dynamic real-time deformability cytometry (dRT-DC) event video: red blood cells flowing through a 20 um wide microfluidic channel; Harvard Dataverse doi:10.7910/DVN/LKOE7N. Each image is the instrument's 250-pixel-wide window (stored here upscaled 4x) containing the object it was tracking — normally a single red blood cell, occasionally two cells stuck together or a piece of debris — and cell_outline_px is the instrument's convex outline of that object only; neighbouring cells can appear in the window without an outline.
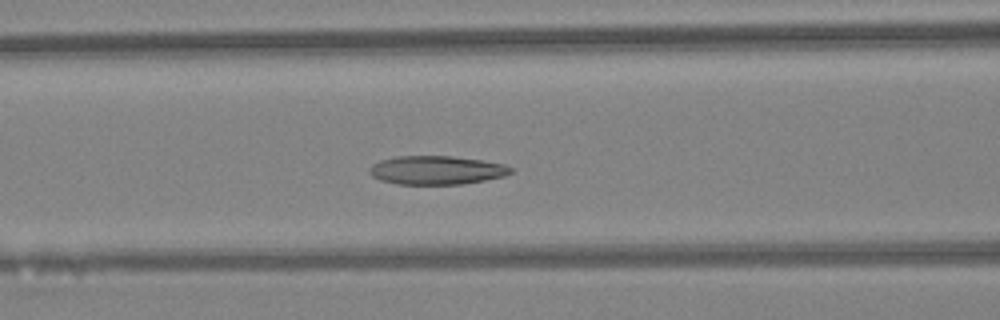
{"species": "Egyptian fruit bat (a non-hibernating species)", "species_latin": "Rousettus aegyptiacus", "temperature_condition": "warm", "stored_images_in_passage": 43, "camera_frame_rate_fps": 3000, "um_per_image_px": 0.085, "animal": {"sex": "female"}, "frame": {"image": 1, "passage_image": 16, "time_ms": 5.0, "image_size_px": [1000, 320], "cell_outline_px": [[512, 172], [504, 176], [464, 184], [396, 184], [380, 180], [372, 176], [368, 172], [368, 168], [372, 164], [380, 160], [396, 156], [452, 156], [480, 160], [504, 164], [512, 168]], "centroid_in_image_um": [37.06, 14.46], "position_along_channel_um": 129.5, "area_um2": 23.64}}
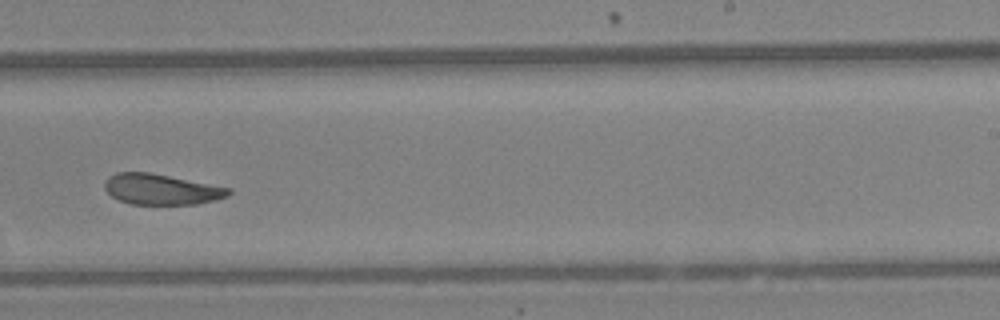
{"frame": {"image": 2, "passage_image": 26, "time_ms": 8.333, "image_size_px": [1000, 320], "cell_outline_px": [[232, 192], [228, 196], [196, 204], [132, 204], [120, 200], [112, 196], [104, 188], [104, 184], [108, 176], [116, 172], [148, 172], [232, 188]], "centroid_in_image_um": [13.7, 16.08], "position_along_channel_um": 275.3, "area_um2": 21.96}}
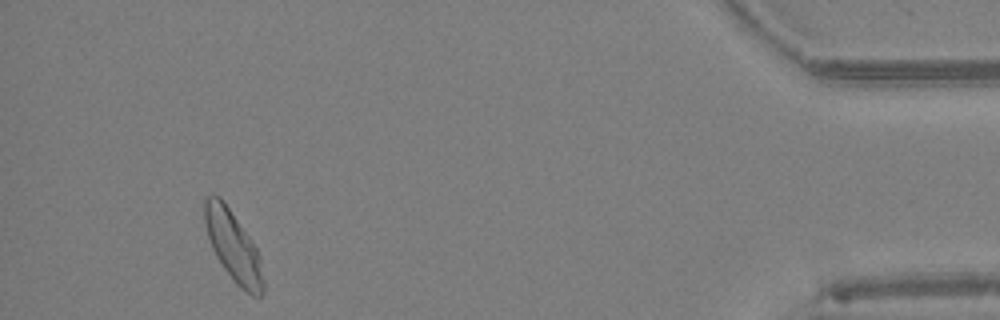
{"frame": {"image": 3, "passage_image": 40, "time_ms": 13.0, "image_size_px": [1000, 320], "cell_outline_px": [[264, 288], [260, 296], [252, 296], [236, 284], [224, 268], [216, 256], [212, 248], [204, 224], [204, 196], [220, 196], [248, 236], [256, 248], [260, 256], [264, 280]], "centroid_in_image_um": [19.82, 20.95], "position_along_channel_um": 415.4, "area_um2": 23.7}, "authors_computed_cell_mechanics": {"area_um2": 23.698, "velocity_mm_per_s": 4.4124, "shape_relaxation_time_tau1_ms": 9.3953, "shape_relaxation_time_tau2_ms": 2.9067, "deformation_change_tau1": 0.1781, "deformation_change_tau2": 0.0987}}